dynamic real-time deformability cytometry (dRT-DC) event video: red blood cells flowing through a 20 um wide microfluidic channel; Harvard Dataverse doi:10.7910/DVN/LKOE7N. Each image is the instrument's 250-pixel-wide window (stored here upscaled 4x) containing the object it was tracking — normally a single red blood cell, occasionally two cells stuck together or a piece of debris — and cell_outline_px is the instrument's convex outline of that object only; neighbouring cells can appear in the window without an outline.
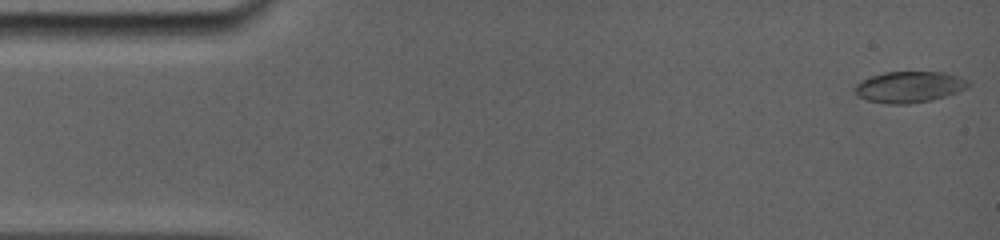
{"species": "common noctule bat (a hibernating species)", "species_latin": "Nyctalus noctula", "temperature_condition": "room temperature", "stored_images_in_passage": 41, "camera_frame_rate_fps": 5000, "um_per_image_px": 0.085, "animal": {"sex": "female", "body_mass_g": 19.0, "forearm_length_mm": 56.7}, "frame": {"image": 1, "passage_image": 1, "time_ms": 0.0, "image_size_px": [1000, 240], "cell_outline_px": [[968, 88], [932, 100], [908, 104], [888, 104], [868, 100], [860, 96], [852, 88], [860, 80], [884, 72], [944, 72], [960, 76], [968, 80]], "centroid_in_image_um": [77.28, 7.38], "position_along_channel_um": 7.7, "area_um2": 20.58}}
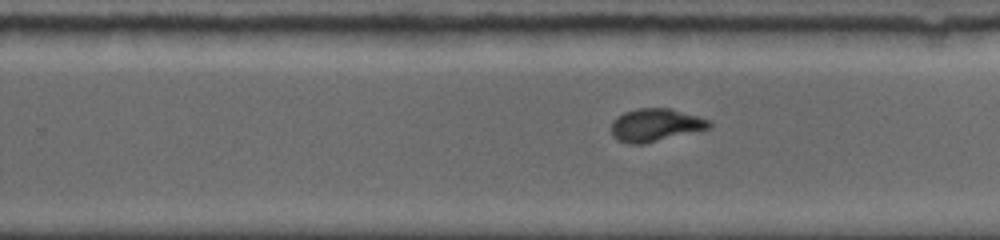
{"frame": {"image": 2, "passage_image": 23, "time_ms": 10.0, "image_size_px": [1000, 240], "cell_outline_px": [[712, 128], [644, 144], [628, 144], [616, 140], [612, 136], [612, 120], [616, 116], [624, 112], [640, 108], [672, 108], [708, 120], [712, 124]], "centroid_in_image_um": [55.69, 10.64], "position_along_channel_um": 274.1, "area_um2": 18.9}}
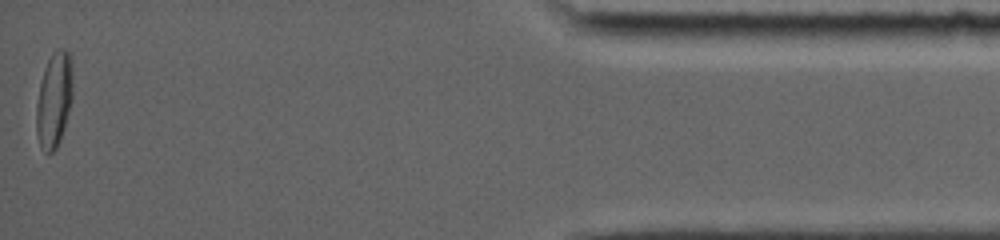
{"frame": {"image": 3, "passage_image": 41, "time_ms": 15.8, "image_size_px": [1000, 240], "cell_outline_px": [[72, 100], [64, 128], [60, 140], [56, 148], [52, 152], [44, 152], [40, 148], [36, 132], [36, 104], [40, 84], [44, 68], [52, 52], [56, 48], [64, 48], [68, 52], [72, 72]], "centroid_in_image_um": [4.58, 8.49], "position_along_channel_um": 430.6, "area_um2": 20.29}, "authors_computed_cell_mechanics": {"area_um2": 19.1896, "velocity_mm_per_s": 3.8691, "shape_relaxation_time_tau1_ms": 5.3329, "shape_relaxation_time_tau2_ms": 2.3512, "deformation_change_tau1": 0.1732, "deformation_change_tau2": 0.0579}}